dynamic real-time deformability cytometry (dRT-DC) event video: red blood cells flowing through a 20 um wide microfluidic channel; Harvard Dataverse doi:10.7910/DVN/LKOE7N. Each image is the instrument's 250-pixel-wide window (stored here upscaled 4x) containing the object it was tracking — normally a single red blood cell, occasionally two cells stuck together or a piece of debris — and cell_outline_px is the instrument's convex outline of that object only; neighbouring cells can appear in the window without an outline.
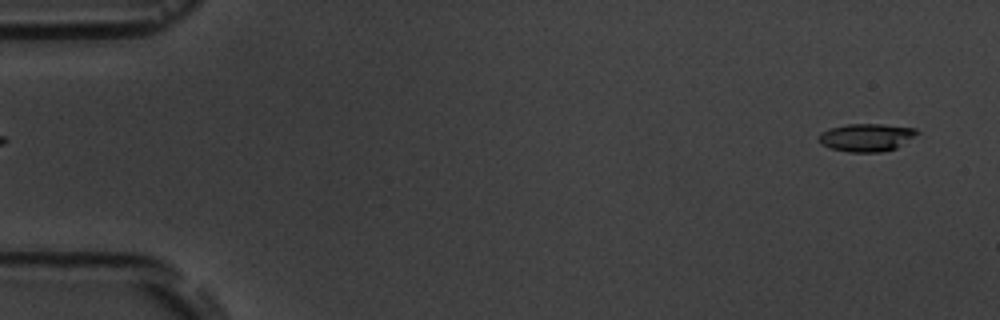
{"species": "common noctule bat (a hibernating species)", "species_latin": "Nyctalus noctula", "temperature_condition": "room temperature", "stored_images_in_passage": 5, "segment_of_instrument_passage": [2, 2], "camera_frame_rate_fps": 3000, "um_per_image_px": 0.085, "animal": {"sex": "male", "body_mass_g": 19.5, "forearm_length_mm": 54.6}, "frame": {"image": 1, "passage_image": 5, "time_ms": 4.667, "image_size_px": [1000, 320], "cell_outline_px": [[920, 132], [896, 148], [880, 152], [848, 152], [832, 148], [820, 144], [820, 132], [828, 128], [848, 124], [880, 124], [916, 128]], "centroid_in_image_um": [73.64, 11.67], "position_along_channel_um": 11.4, "area_um2": 15.84}}